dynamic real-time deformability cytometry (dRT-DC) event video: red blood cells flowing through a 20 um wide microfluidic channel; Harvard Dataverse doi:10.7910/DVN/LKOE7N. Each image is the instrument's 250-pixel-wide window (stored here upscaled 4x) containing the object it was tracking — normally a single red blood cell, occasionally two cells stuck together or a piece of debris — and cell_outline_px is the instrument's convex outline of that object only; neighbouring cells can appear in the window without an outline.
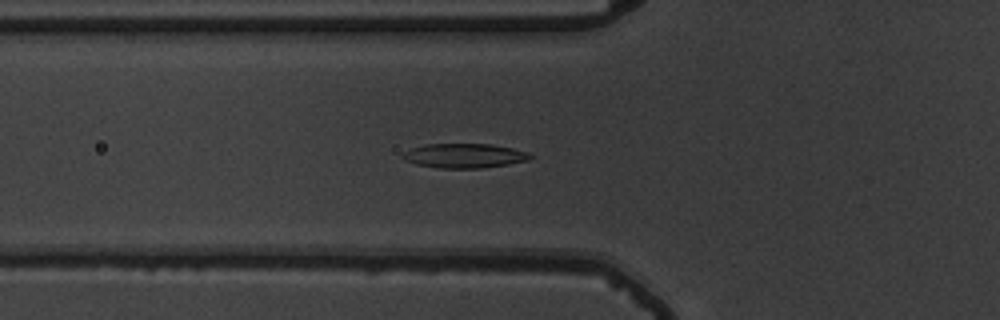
{"species": "common noctule bat (a hibernating species)", "species_latin": "Nyctalus noctula", "temperature_condition": "warm", "stored_images_in_passage": 57, "camera_frame_rate_fps": 3000, "um_per_image_px": 0.085, "animal": {"sex": "male", "body_mass_g": 19.5, "forearm_length_mm": 54.6}, "frame": {"image": 1, "passage_image": 22, "time_ms": 7.0, "image_size_px": [1000, 320], "cell_outline_px": [[532, 156], [528, 160], [508, 164], [484, 168], [436, 168], [416, 164], [404, 160], [400, 156], [404, 152], [412, 148], [424, 144], [492, 144], [512, 148], [528, 152]], "centroid_in_image_um": [39.44, 13.24], "position_along_channel_um": 86.4, "area_um2": 18.21}}
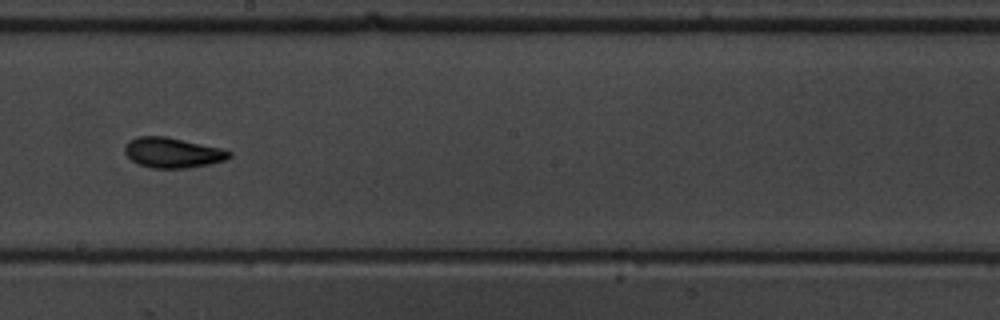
{"frame": {"image": 2, "passage_image": 34, "time_ms": 11.0, "image_size_px": [1000, 320], "cell_outline_px": [[232, 156], [224, 160], [208, 164], [184, 168], [152, 168], [140, 164], [132, 160], [124, 152], [124, 144], [128, 140], [136, 136], [164, 136], [220, 148], [232, 152]], "centroid_in_image_um": [14.62, 12.97], "position_along_channel_um": 233.6, "area_um2": 18.21}}
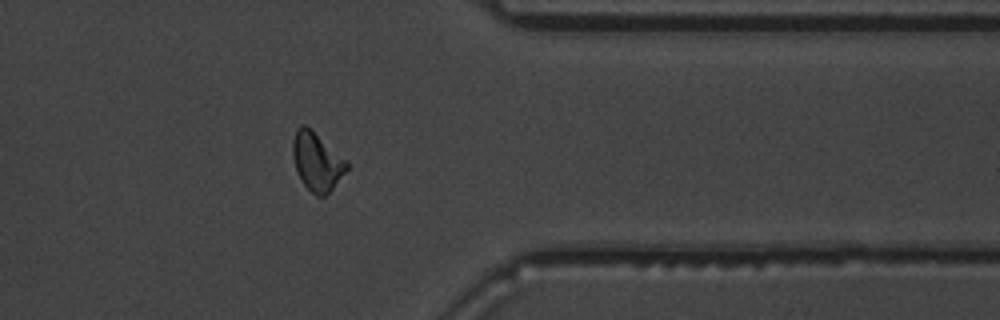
{"frame": {"image": 3, "passage_image": 47, "time_ms": 15.333, "image_size_px": [1000, 320], "cell_outline_px": [[348, 168], [332, 188], [324, 196], [316, 196], [300, 180], [292, 156], [292, 140], [296, 128], [304, 124], [344, 160], [348, 164]], "centroid_in_image_um": [26.87, 13.75], "position_along_channel_um": 384.5, "area_um2": 17.57}, "authors_computed_cell_mechanics": {"area_um2": 18.0914, "velocity_mm_per_s": 3.6744, "shape_relaxation_time_tau1_ms": 3.3655, "shape_relaxation_time_tau2_ms": 2.4168, "deformation_change_tau1": 0.1474, "deformation_change_tau2": 0.0887}}